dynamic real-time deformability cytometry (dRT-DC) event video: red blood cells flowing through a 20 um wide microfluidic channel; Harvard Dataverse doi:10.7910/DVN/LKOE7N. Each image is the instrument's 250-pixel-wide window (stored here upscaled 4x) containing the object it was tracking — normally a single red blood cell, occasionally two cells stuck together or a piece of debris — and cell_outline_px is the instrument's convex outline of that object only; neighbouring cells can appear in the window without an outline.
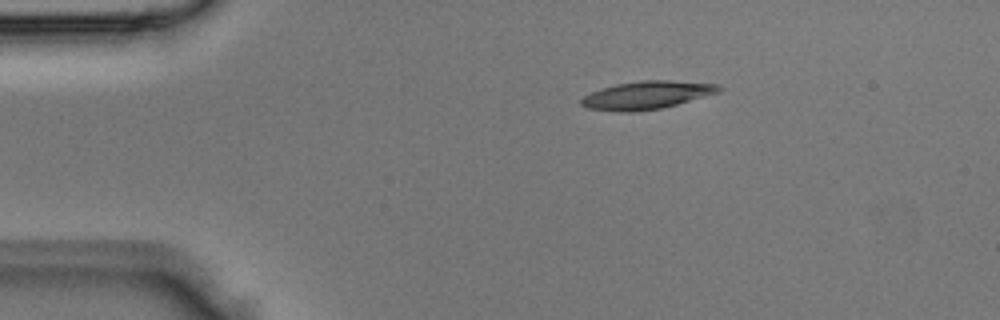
{"species": "Egyptian fruit bat (a non-hibernating species)", "species_latin": "Rousettus aegyptiacus", "temperature_condition": "room temperature", "stored_images_in_passage": 2, "camera_frame_rate_fps": 3000, "um_per_image_px": 0.085, "animal": {"sex": "male"}, "frame": {"image": 1, "passage_image": 1, "time_ms": 0.0, "image_size_px": [1000, 320], "cell_outline_px": [[724, 88], [720, 92], [676, 104], [660, 108], [632, 112], [620, 112], [588, 108], [580, 104], [580, 100], [584, 96], [600, 88], [616, 84], [640, 80], [672, 80], [720, 84]], "centroid_in_image_um": [54.99, 8.07], "position_along_channel_um": 30.0, "area_um2": 22.48}}